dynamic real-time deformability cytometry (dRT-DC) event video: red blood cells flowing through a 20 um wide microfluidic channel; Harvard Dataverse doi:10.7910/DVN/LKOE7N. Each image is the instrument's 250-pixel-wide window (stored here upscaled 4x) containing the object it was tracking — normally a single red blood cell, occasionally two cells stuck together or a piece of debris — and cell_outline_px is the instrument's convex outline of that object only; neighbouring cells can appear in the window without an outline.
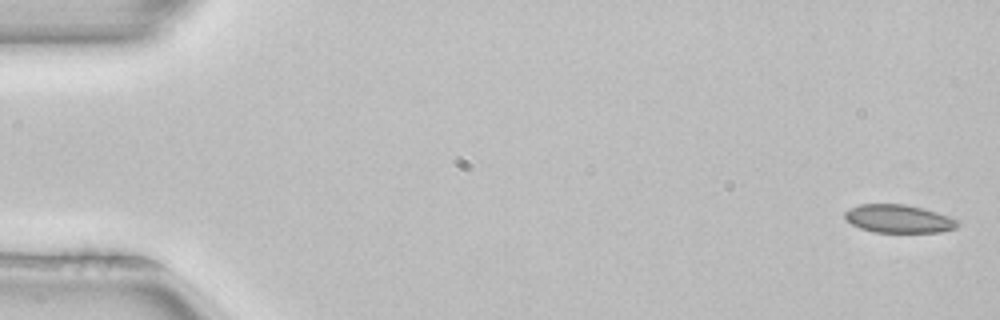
{"species": "common noctule bat (a hibernating species)", "species_latin": "Nyctalus noctula", "temperature_condition": "room temperature", "stored_images_in_passage": 4, "camera_frame_rate_fps": 3000, "um_per_image_px": 0.085, "animal": {"sex": "female", "body_mass_g": 22.7, "forearm_length_mm": 54.2}, "frame": {"image": 1, "passage_image": 1, "time_ms": 0.0, "image_size_px": [1000, 320], "cell_outline_px": [[960, 224], [956, 228], [940, 232], [872, 232], [860, 228], [852, 224], [844, 216], [844, 212], [860, 204], [904, 204], [936, 212], [960, 220]], "centroid_in_image_um": [76.41, 18.6], "position_along_channel_um": 8.6, "area_um2": 18.38}}
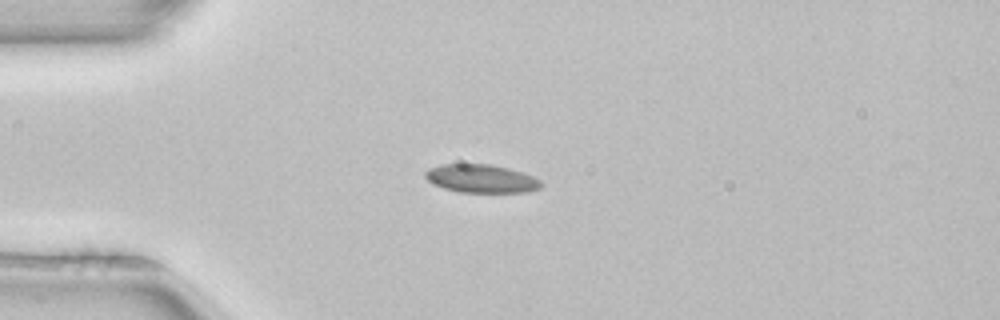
{"frame": {"image": 2, "passage_image": 4, "time_ms": 1.0, "image_size_px": [1000, 320], "cell_outline_px": [[544, 184], [540, 188], [528, 192], [460, 192], [444, 188], [432, 184], [424, 176], [424, 172], [428, 168], [444, 164], [488, 164], [508, 168], [532, 176], [540, 180]], "centroid_in_image_um": [40.89, 15.18], "position_along_channel_um": 44.1, "area_um2": 19.07}}